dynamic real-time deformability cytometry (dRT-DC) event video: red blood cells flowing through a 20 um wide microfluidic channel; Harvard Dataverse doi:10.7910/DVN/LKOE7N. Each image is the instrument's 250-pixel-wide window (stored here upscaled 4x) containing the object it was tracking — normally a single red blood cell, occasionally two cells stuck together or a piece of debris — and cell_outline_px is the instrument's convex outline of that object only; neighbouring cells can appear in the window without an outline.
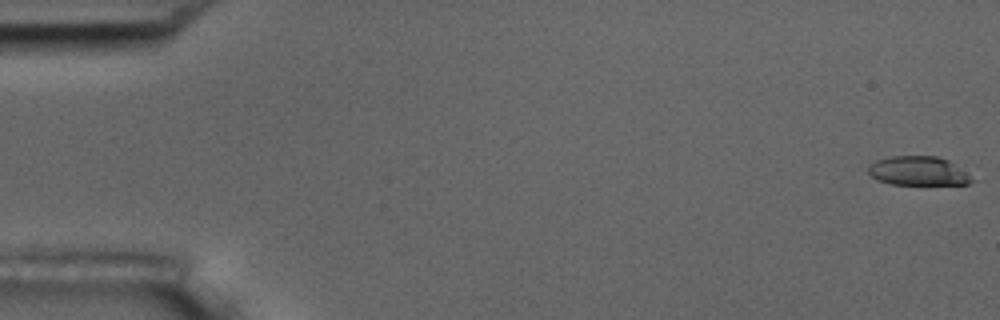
{"species": "common noctule bat (a hibernating species)", "species_latin": "Nyctalus noctula", "temperature_condition": "room temperature", "stored_images_in_passage": 5, "camera_frame_rate_fps": 3000, "um_per_image_px": 0.085, "animal": {"sex": "male", "body_mass_g": 17.5, "forearm_length_mm": 52.3}, "frame": {"image": 1, "passage_image": 1, "time_ms": 0.0, "image_size_px": [1000, 320], "cell_outline_px": [[976, 180], [968, 184], [892, 184], [876, 180], [868, 172], [868, 164], [876, 160], [892, 156], [936, 156], [948, 160]], "centroid_in_image_um": [78.02, 14.53], "position_along_channel_um": 7.0, "area_um2": 17.46}}
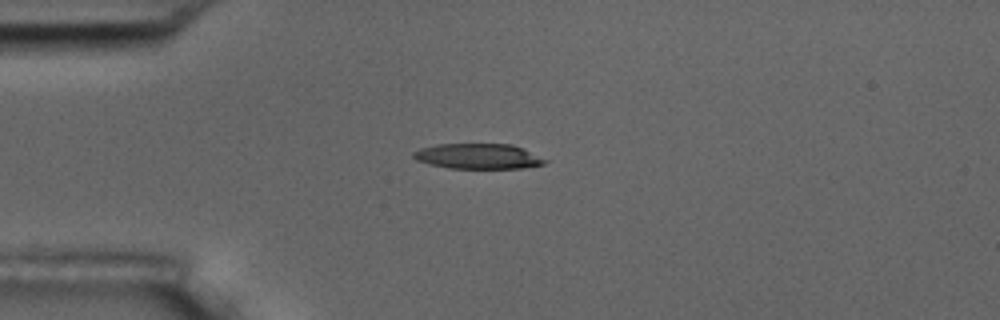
{"frame": {"image": 2, "passage_image": 5, "time_ms": 1.333, "image_size_px": [1000, 320], "cell_outline_px": [[548, 160], [544, 164], [524, 168], [448, 168], [428, 164], [416, 160], [412, 156], [412, 152], [420, 148], [436, 144], [512, 144], [524, 148]], "centroid_in_image_um": [40.63, 13.28], "position_along_channel_um": 44.4, "area_um2": 19.54}}